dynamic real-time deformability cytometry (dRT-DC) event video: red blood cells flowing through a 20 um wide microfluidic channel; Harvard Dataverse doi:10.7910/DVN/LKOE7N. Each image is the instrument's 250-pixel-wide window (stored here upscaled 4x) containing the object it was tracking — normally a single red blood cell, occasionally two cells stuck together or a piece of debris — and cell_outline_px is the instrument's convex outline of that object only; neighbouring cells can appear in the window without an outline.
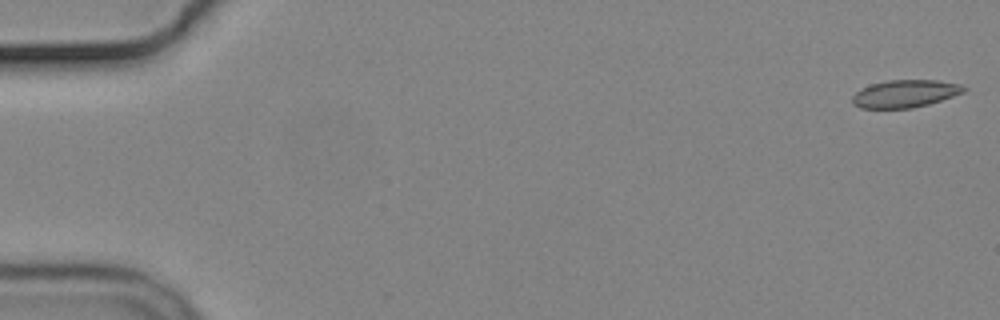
{"species": "common noctule bat (a hibernating species)", "species_latin": "Nyctalus noctula", "temperature_condition": "cold", "stored_images_in_passage": 15, "camera_frame_rate_fps": 3000, "um_per_image_px": 0.085, "animal": {"sex": "male", "body_mass_g": 19.2, "forearm_length_mm": 51.8}, "frame": {"image": 1, "passage_image": 1, "time_ms": 0.0, "image_size_px": [1000, 320], "cell_outline_px": [[968, 88], [964, 92], [928, 104], [912, 108], [860, 108], [852, 104], [852, 96], [856, 92], [872, 84], [888, 80], [936, 80], [960, 84]], "centroid_in_image_um": [76.93, 7.96], "position_along_channel_um": 8.1, "area_um2": 17.74}}
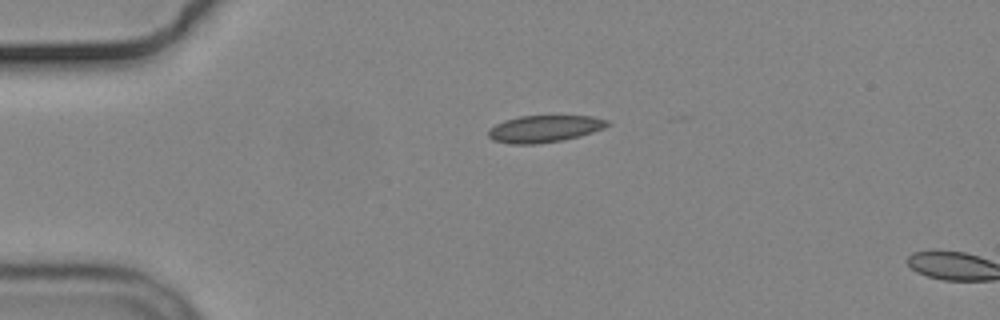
{"frame": {"image": 2, "passage_image": 13, "time_ms": 4.0, "image_size_px": [1000, 320], "cell_outline_px": [[612, 124], [604, 128], [580, 136], [564, 140], [536, 144], [512, 144], [492, 140], [488, 136], [488, 128], [504, 120], [520, 116], [592, 116], [608, 120]], "centroid_in_image_um": [46.28, 10.95], "position_along_channel_um": 38.7, "area_um2": 18.84}}